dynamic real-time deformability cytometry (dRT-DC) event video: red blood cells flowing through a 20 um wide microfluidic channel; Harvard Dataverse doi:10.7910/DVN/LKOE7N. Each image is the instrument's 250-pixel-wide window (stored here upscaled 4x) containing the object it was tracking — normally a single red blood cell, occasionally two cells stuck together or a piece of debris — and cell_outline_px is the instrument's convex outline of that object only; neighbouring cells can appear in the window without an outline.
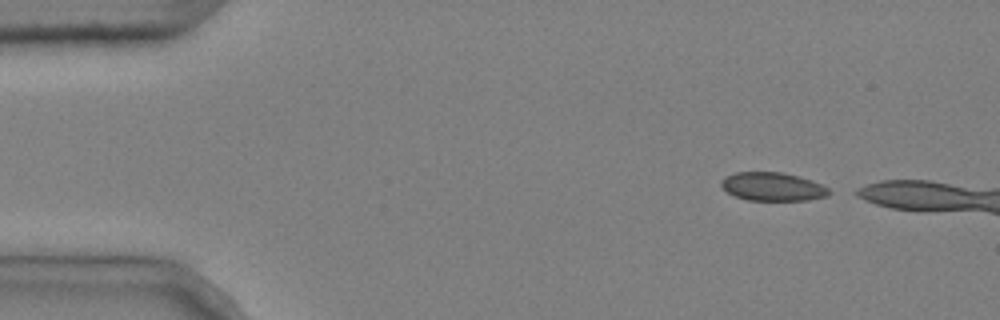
{"species": "common noctule bat (a hibernating species)", "species_latin": "Nyctalus noctula", "temperature_condition": "cold", "stored_images_in_passage": 3, "camera_frame_rate_fps": 3000, "um_per_image_px": 0.085, "animal": {"sex": "male", "body_mass_g": 20.4}, "frame": {"image": 1, "passage_image": 1, "time_ms": 0.0, "image_size_px": [1000, 320], "cell_outline_px": [[836, 192], [828, 196], [808, 200], [748, 200], [736, 196], [728, 192], [720, 184], [720, 180], [724, 176], [736, 172], [780, 172], [812, 180]], "centroid_in_image_um": [65.7, 15.87], "position_along_channel_um": 19.3, "area_um2": 17.92}}